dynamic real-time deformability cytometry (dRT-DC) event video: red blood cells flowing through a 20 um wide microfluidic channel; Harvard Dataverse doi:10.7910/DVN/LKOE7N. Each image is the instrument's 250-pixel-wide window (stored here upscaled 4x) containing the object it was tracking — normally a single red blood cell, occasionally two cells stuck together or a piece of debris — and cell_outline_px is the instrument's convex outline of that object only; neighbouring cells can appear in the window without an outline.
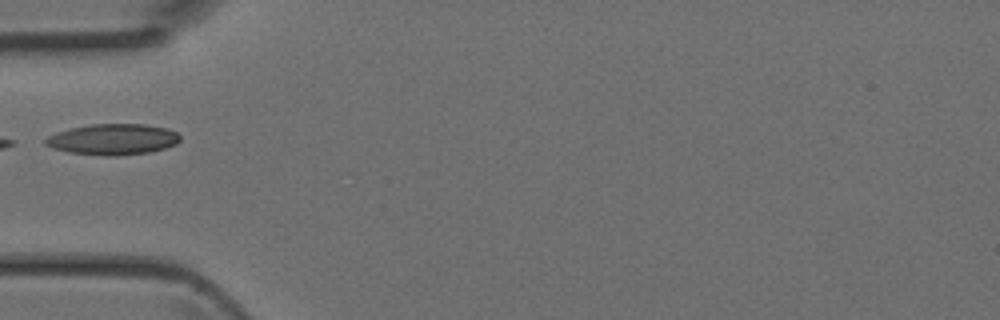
{"species": "Egyptian fruit bat (a non-hibernating species)", "species_latin": "Rousettus aegyptiacus", "temperature_condition": "room temperature", "stored_images_in_passage": 3, "camera_frame_rate_fps": 3000, "um_per_image_px": 0.085, "animal": {"sex": "female"}, "frame": {"image": 1, "passage_image": 3, "time_ms": 0.667, "image_size_px": [1000, 320], "cell_outline_px": [[180, 140], [176, 144], [164, 148], [148, 152], [116, 156], [108, 156], [68, 152], [52, 148], [44, 144], [44, 140], [48, 136], [56, 132], [72, 128], [92, 124], [144, 124], [168, 128], [176, 132], [180, 136]], "centroid_in_image_um": [9.59, 11.84], "position_along_channel_um": 75.4, "area_um2": 24.22}}